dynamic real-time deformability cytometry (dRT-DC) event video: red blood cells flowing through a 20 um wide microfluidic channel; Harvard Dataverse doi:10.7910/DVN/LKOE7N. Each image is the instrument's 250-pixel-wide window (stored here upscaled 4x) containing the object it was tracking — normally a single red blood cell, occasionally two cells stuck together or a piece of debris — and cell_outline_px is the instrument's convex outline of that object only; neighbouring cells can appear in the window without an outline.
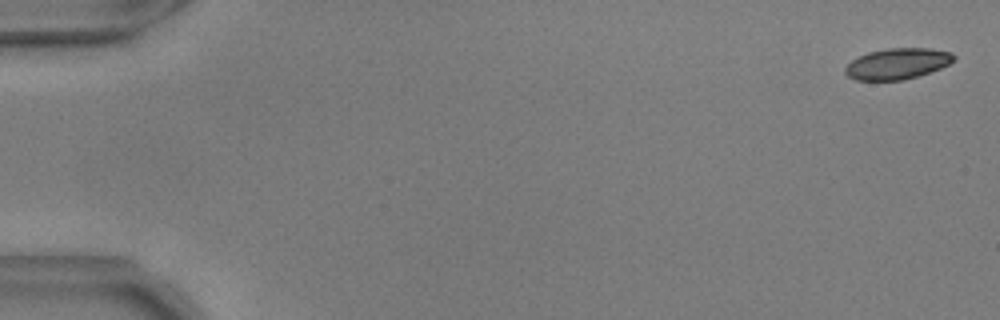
{"species": "common noctule bat (a hibernating species)", "species_latin": "Nyctalus noctula", "temperature_condition": "warm", "stored_images_in_passage": 55, "camera_frame_rate_fps": 3000, "um_per_image_px": 0.085, "animal": {"sex": "male", "body_mass_g": 17.9, "forearm_length_mm": 54.2}, "frame": {"image": 1, "passage_image": 2, "time_ms": 0.333, "image_size_px": [1000, 320], "cell_outline_px": [[956, 60], [940, 68], [904, 80], [856, 80], [848, 76], [844, 72], [844, 68], [852, 60], [868, 52], [888, 48], [928, 48], [952, 52], [956, 56]], "centroid_in_image_um": [76.29, 5.41], "position_along_channel_um": 8.7, "area_um2": 19.54}}
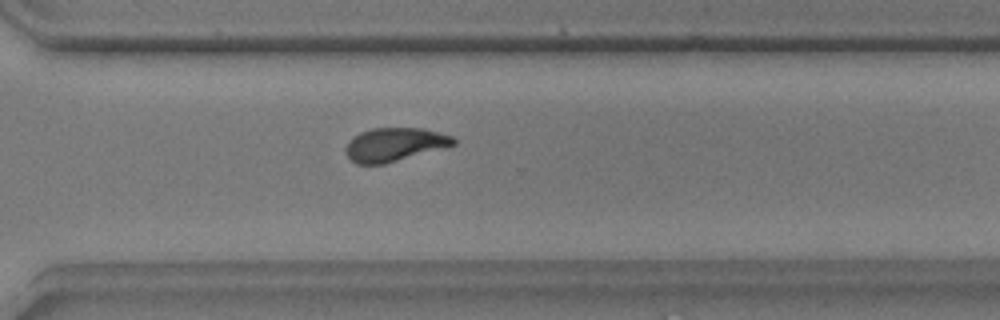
{"frame": {"image": 2, "passage_image": 41, "time_ms": 13.333, "image_size_px": [1000, 320], "cell_outline_px": [[456, 144], [384, 164], [356, 164], [348, 156], [344, 148], [360, 132], [372, 128], [424, 128], [440, 132], [452, 136], [456, 140]], "centroid_in_image_um": [33.55, 12.28], "position_along_channel_um": 337.0, "area_um2": 20.75}}
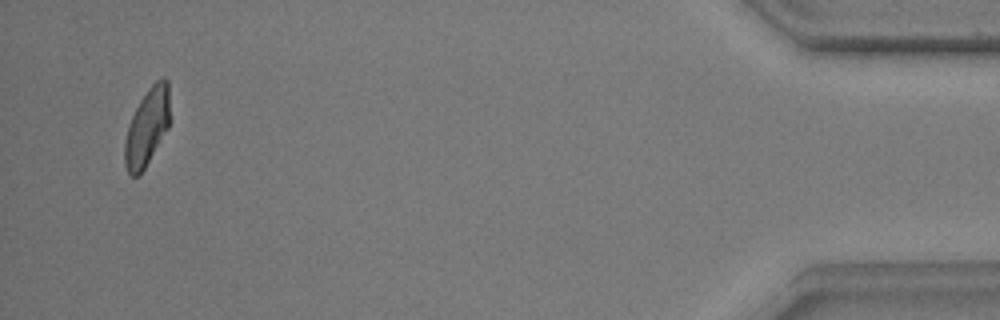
{"frame": {"image": 3, "passage_image": 54, "time_ms": 17.667, "image_size_px": [1000, 320], "cell_outline_px": [[168, 128], [140, 176], [132, 176], [128, 172], [124, 164], [124, 140], [128, 124], [140, 100], [148, 88], [156, 80], [164, 76], [168, 80]], "centroid_in_image_um": [12.47, 10.82], "position_along_channel_um": 422.7, "area_um2": 20.23}}